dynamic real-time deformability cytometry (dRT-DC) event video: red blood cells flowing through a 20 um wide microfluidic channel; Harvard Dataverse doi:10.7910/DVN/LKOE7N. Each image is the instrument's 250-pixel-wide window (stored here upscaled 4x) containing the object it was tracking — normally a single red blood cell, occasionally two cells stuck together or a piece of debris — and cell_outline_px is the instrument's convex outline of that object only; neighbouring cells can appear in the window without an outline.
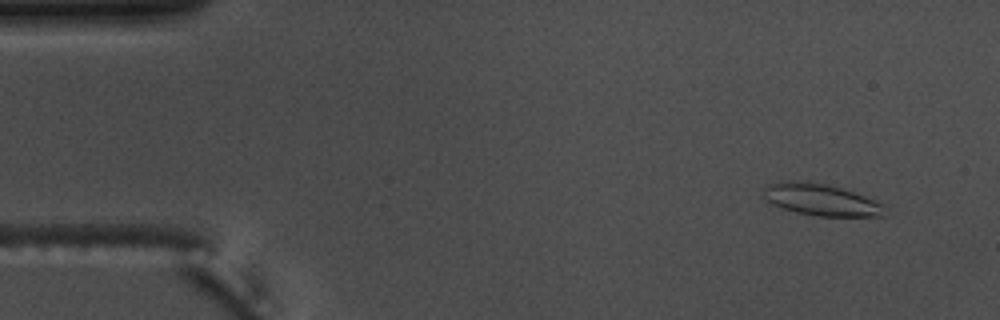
{"species": "common noctule bat (a hibernating species)", "species_latin": "Nyctalus noctula", "temperature_condition": "warm", "stored_images_in_passage": 56, "camera_frame_rate_fps": 3000, "um_per_image_px": 0.085, "animal": {"sex": "male", "body_mass_g": 17.5, "forearm_length_mm": 52.3}, "frame": {"image": 1, "passage_image": 5, "time_ms": 1.333, "image_size_px": [1000, 320], "cell_outline_px": [[888, 216], [820, 216], [796, 212], [772, 204], [764, 196], [764, 188], [768, 184], [788, 180], [808, 180], [840, 188], [876, 200], [884, 204]], "centroid_in_image_um": [69.82, 16.97], "position_along_channel_um": 15.2, "area_um2": 22.43}}
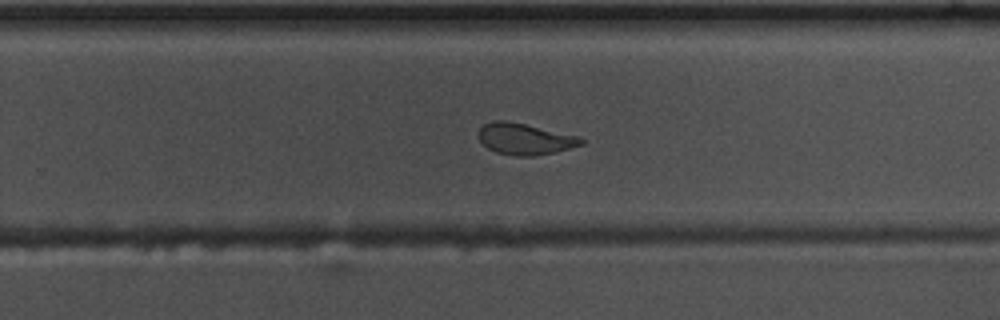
{"frame": {"image": 2, "passage_image": 36, "time_ms": 11.667, "image_size_px": [1000, 320], "cell_outline_px": [[584, 144], [556, 152], [532, 156], [512, 156], [496, 152], [488, 148], [480, 140], [480, 128], [484, 124], [492, 120], [508, 120], [576, 136], [584, 140]], "centroid_in_image_um": [44.6, 11.81], "position_along_channel_um": 285.2, "area_um2": 18.55}}
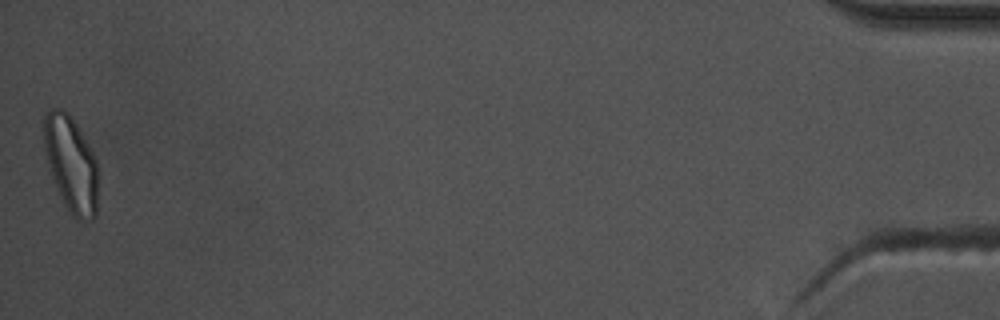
{"frame": {"image": 3, "passage_image": 56, "time_ms": 18.333, "image_size_px": [1000, 320], "cell_outline_px": [[96, 216], [92, 220], [76, 220], [72, 216], [64, 204], [52, 176], [44, 148], [40, 120], [48, 112], [56, 108], [60, 108], [68, 112], [76, 124], [88, 144], [96, 160]], "centroid_in_image_um": [5.99, 13.91], "position_along_channel_um": 429.2, "area_um2": 30.11}, "authors_computed_cell_mechanics": {"area_um2": 20.808, "velocity_mm_per_s": 3.6539, "shape_relaxation_time_tau1_ms": null, "shape_relaxation_time_tau2_ms": 1.7043, "deformation_change_tau1": null, "deformation_change_tau2": 0.0876}}